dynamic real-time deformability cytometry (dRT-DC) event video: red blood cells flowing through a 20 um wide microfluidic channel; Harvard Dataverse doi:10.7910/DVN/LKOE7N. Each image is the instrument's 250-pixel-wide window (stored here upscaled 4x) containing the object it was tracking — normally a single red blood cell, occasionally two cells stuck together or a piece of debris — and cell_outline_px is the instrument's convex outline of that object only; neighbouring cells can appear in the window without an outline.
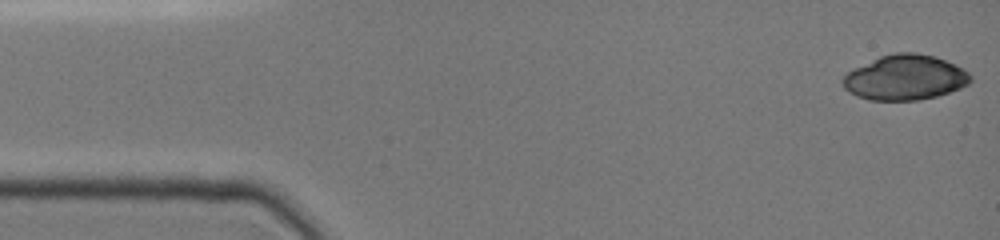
{"species": "common noctule bat (a hibernating species)", "species_latin": "Nyctalus noctula", "temperature_condition": "cold", "stored_images_in_passage": 46, "camera_frame_rate_fps": 3000, "um_per_image_px": 0.085, "animal": {"sex": "female", "body_mass_g": 19.0, "forearm_length_mm": 51.5}, "frame": {"image": 1, "passage_image": 1, "time_ms": 0.0, "image_size_px": [1000, 240], "cell_outline_px": [[972, 80], [968, 84], [960, 88], [936, 96], [916, 100], [868, 100], [856, 96], [848, 92], [844, 88], [840, 80], [848, 72], [880, 56], [896, 52], [916, 52], [936, 56], [956, 64], [964, 68], [972, 76]], "centroid_in_image_um": [76.94, 6.58], "position_along_channel_um": 8.1, "area_um2": 33.7}}